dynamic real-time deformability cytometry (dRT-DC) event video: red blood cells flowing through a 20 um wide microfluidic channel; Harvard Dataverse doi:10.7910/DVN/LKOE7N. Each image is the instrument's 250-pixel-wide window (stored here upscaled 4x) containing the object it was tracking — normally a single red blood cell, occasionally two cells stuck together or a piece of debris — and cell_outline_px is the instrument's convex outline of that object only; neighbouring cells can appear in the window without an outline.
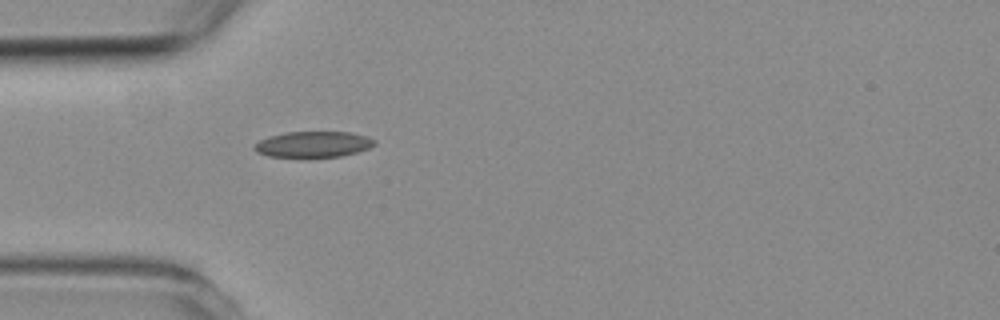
{"species": "common noctule bat (a hibernating species)", "species_latin": "Nyctalus noctula", "temperature_condition": "room temperature", "stored_images_in_passage": 1, "camera_frame_rate_fps": 3000, "um_per_image_px": 0.085, "animal": {"sex": "female", "body_mass_g": 19.3, "forearm_length_mm": 54.1}, "frame": {"image": 1, "passage_image": 1, "time_ms": 0.0, "image_size_px": [1000, 320], "cell_outline_px": [[376, 144], [368, 148], [356, 152], [340, 156], [268, 156], [256, 152], [252, 148], [260, 140], [268, 136], [288, 132], [348, 132], [364, 136], [376, 140]], "centroid_in_image_um": [26.6, 12.25], "position_along_channel_um": 58.4, "area_um2": 17.74}}